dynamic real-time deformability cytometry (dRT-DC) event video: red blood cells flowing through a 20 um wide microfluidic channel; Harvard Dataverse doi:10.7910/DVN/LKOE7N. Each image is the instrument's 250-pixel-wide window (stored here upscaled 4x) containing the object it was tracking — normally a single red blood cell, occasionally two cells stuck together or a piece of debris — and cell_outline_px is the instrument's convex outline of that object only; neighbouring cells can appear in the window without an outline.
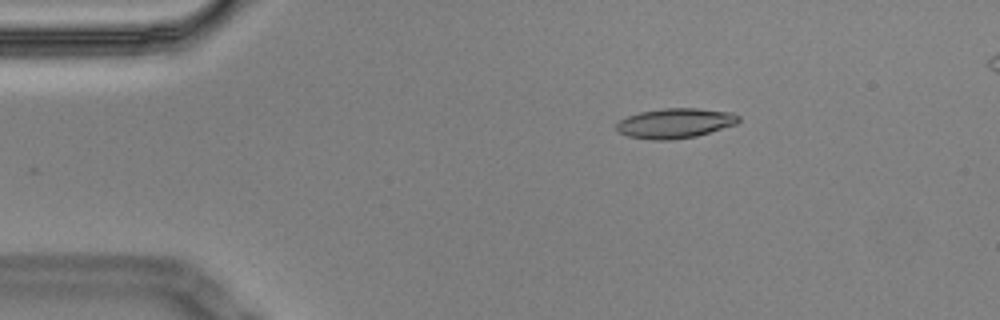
{"species": "Egyptian fruit bat (a non-hibernating species)", "species_latin": "Rousettus aegyptiacus", "temperature_condition": "cold", "stored_images_in_passage": 5, "camera_frame_rate_fps": 3000, "um_per_image_px": 0.085, "animal": {"sex": "male"}, "frame": {"image": 1, "passage_image": 2, "time_ms": 0.333, "image_size_px": [1000, 320], "cell_outline_px": [[740, 120], [736, 124], [696, 136], [672, 140], [652, 140], [628, 136], [616, 132], [616, 124], [620, 120], [628, 116], [640, 112], [664, 108], [696, 108], [732, 112], [740, 116]], "centroid_in_image_um": [57.37, 10.47], "position_along_channel_um": 27.6, "area_um2": 21.33}}